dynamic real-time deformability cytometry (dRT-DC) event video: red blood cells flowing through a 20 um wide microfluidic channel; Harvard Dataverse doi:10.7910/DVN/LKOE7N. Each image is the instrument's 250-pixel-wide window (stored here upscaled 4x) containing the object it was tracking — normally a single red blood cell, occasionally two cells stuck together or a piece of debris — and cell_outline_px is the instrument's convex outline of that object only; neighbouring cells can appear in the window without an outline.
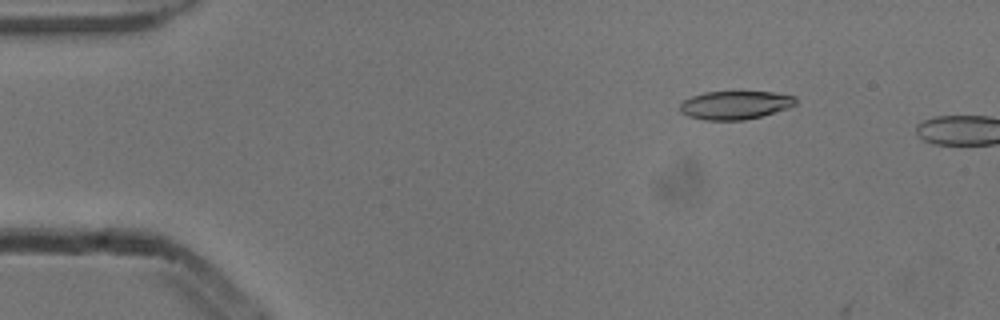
{"species": "common noctule bat (a hibernating species)", "species_latin": "Nyctalus noctula", "temperature_condition": "cold", "stored_images_in_passage": 4, "camera_frame_rate_fps": 3000, "um_per_image_px": 0.085, "animal": {"sex": "male", "body_mass_g": 13.3}, "frame": {"image": 1, "passage_image": 3, "time_ms": 0.667, "image_size_px": [1000, 320], "cell_outline_px": [[796, 104], [788, 108], [760, 116], [744, 120], [704, 120], [688, 116], [680, 112], [680, 104], [684, 100], [692, 96], [704, 92], [772, 92], [796, 96]], "centroid_in_image_um": [62.48, 8.93], "position_along_channel_um": 22.5, "area_um2": 19.07}}